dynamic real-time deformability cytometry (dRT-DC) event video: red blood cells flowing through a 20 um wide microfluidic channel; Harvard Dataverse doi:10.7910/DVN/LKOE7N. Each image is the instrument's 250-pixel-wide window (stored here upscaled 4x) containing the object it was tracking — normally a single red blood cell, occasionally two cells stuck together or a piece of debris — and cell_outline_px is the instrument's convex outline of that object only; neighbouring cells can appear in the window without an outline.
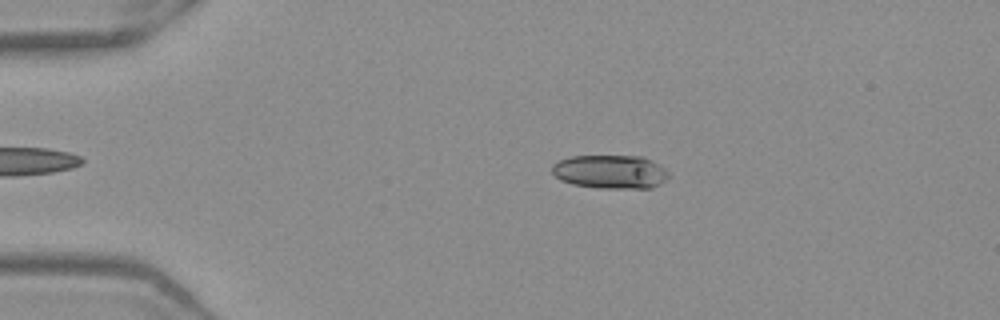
{"species": "Egyptian fruit bat (a non-hibernating species)", "species_latin": "Rousettus aegyptiacus", "temperature_condition": "warm", "stored_images_in_passage": 44, "camera_frame_rate_fps": 3000, "um_per_image_px": 0.085, "frame": {"image": 1, "passage_image": 10, "time_ms": 3.0, "image_size_px": [1000, 320], "cell_outline_px": [[668, 176], [660, 184], [652, 188], [600, 188], [572, 184], [560, 180], [552, 172], [552, 164], [560, 160], [572, 156], [644, 156], [660, 164], [668, 172]], "centroid_in_image_um": [51.89, 14.6], "position_along_channel_um": 33.1, "area_um2": 22.95}}
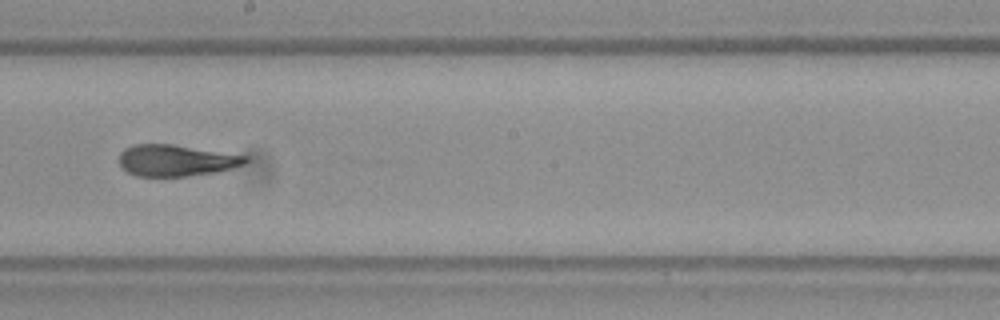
{"frame": {"image": 2, "passage_image": 29, "time_ms": 9.333, "image_size_px": [1000, 320], "cell_outline_px": [[248, 160], [244, 164], [232, 168], [216, 172], [184, 176], [136, 176], [128, 172], [120, 164], [120, 152], [124, 148], [132, 144], [172, 144], [248, 156]], "centroid_in_image_um": [14.95, 13.63], "position_along_channel_um": 233.2, "area_um2": 23.0}}
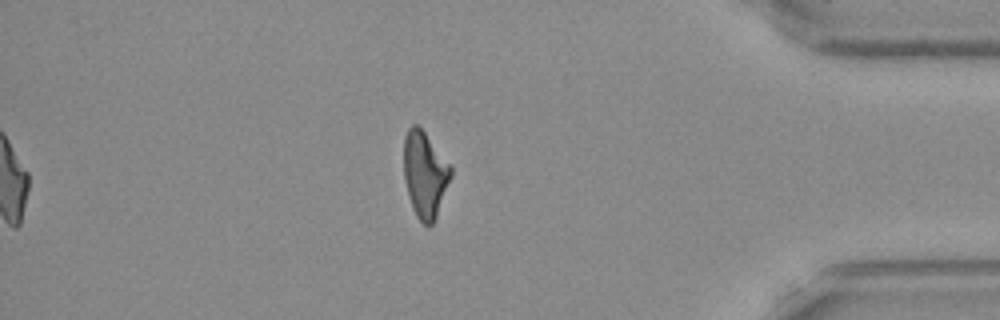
{"frame": {"image": 3, "passage_image": 44, "time_ms": 14.333, "image_size_px": [1000, 320], "cell_outline_px": [[452, 176], [436, 216], [432, 224], [424, 224], [416, 216], [412, 208], [408, 196], [404, 180], [404, 136], [408, 128], [412, 124], [420, 124], [452, 168]], "centroid_in_image_um": [36.1, 14.77], "position_along_channel_um": 399.1, "area_um2": 23.7}, "authors_computed_cell_mechanics": {"area_um2": 23.7558, "velocity_mm_per_s": 3.9748, "shape_relaxation_time_tau1_ms": 8.0727, "shape_relaxation_time_tau2_ms": 1.914, "deformation_change_tau1": 0.2311, "deformation_change_tau2": 0.097}}